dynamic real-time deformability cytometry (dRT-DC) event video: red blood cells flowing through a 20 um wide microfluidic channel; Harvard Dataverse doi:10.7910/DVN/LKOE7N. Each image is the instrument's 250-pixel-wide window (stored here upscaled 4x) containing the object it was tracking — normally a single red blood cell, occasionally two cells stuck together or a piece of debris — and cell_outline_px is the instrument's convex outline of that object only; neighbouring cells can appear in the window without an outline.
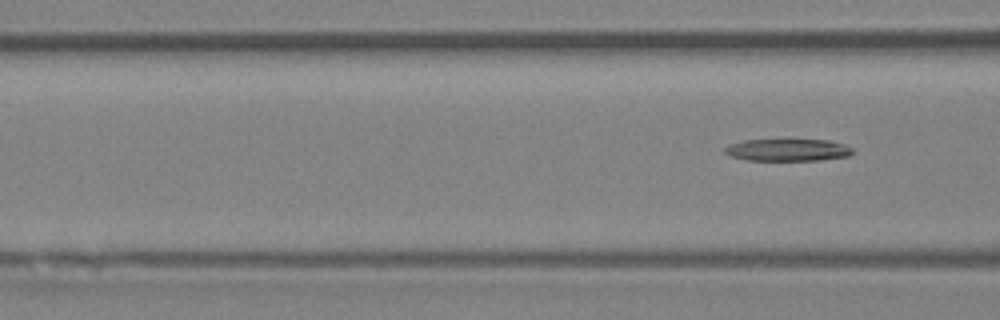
{"species": "Egyptian fruit bat (a non-hibernating species)", "species_latin": "Rousettus aegyptiacus", "temperature_condition": "room temperature", "stored_images_in_passage": 7, "segment_of_instrument_passage": [2, 2], "camera_frame_rate_fps": 3000, "um_per_image_px": 0.085, "animal": {"sex": "female"}, "frame": {"image": 1, "passage_image": 7, "time_ms": 7.667, "image_size_px": [1000, 320], "cell_outline_px": [[852, 152], [848, 156], [820, 160], [748, 160], [732, 156], [724, 152], [724, 148], [728, 144], [744, 140], [788, 136], [828, 140], [844, 144], [852, 148]], "centroid_in_image_um": [66.93, 12.68], "position_along_channel_um": 99.7, "area_um2": 17.57}}